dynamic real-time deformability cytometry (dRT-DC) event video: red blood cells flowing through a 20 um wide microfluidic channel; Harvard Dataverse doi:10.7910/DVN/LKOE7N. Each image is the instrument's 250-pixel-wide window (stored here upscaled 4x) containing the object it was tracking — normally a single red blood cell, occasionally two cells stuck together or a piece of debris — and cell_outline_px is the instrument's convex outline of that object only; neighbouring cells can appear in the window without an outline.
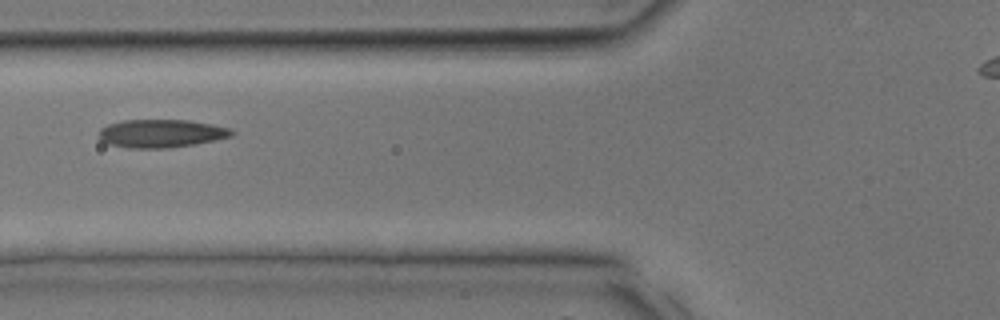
{"species": "common noctule bat (a hibernating species)", "species_latin": "Nyctalus noctula", "temperature_condition": "room temperature", "stored_images_in_passage": 22, "camera_frame_rate_fps": 3000, "um_per_image_px": 0.085, "animal": {"sex": "male", "body_mass_g": 17.9, "forearm_length_mm": 54.2}, "frame": {"image": 1, "passage_image": 4, "time_ms": 1.0, "image_size_px": [1000, 320], "cell_outline_px": [[236, 132], [232, 136], [196, 144], [168, 148], [128, 148], [108, 144], [100, 140], [100, 128], [108, 124], [124, 120], [188, 120], [212, 124], [228, 128]], "centroid_in_image_um": [13.7, 11.34], "position_along_channel_um": 112.1, "area_um2": 21.79}}
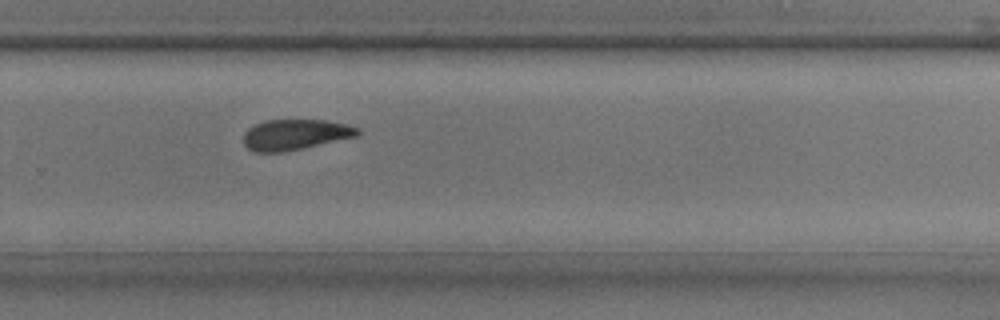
{"frame": {"image": 2, "passage_image": 13, "time_ms": 4.0, "image_size_px": [1000, 320], "cell_outline_px": [[360, 132], [356, 136], [284, 152], [256, 152], [248, 148], [244, 144], [244, 132], [248, 128], [264, 120], [328, 120], [344, 124], [356, 128]], "centroid_in_image_um": [25.04, 11.44], "position_along_channel_um": 304.8, "area_um2": 20.06}}